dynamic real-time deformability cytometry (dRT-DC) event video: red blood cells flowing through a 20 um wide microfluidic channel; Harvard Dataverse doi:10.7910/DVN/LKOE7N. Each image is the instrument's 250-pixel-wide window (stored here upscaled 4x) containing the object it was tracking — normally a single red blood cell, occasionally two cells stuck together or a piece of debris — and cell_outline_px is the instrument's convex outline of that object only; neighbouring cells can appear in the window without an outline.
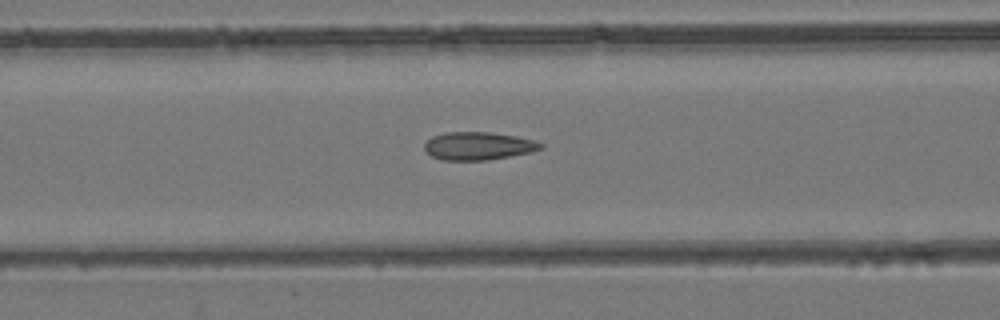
{"species": "common noctule bat (a hibernating species)", "species_latin": "Nyctalus noctula", "temperature_condition": "room temperature", "stored_images_in_passage": 40, "camera_frame_rate_fps": 3000, "um_per_image_px": 0.085, "animal": {"sex": "female", "body_mass_g": 24.6, "forearm_length_mm": 56.2}, "frame": {"image": 1, "passage_image": 23, "time_ms": 7.333, "image_size_px": [1000, 320], "cell_outline_px": [[544, 144], [540, 148], [532, 152], [488, 160], [440, 160], [432, 156], [424, 148], [424, 144], [432, 136], [444, 132], [488, 132], [516, 136], [536, 140]], "centroid_in_image_um": [40.65, 12.4], "position_along_channel_um": 125.9, "area_um2": 18.96}}
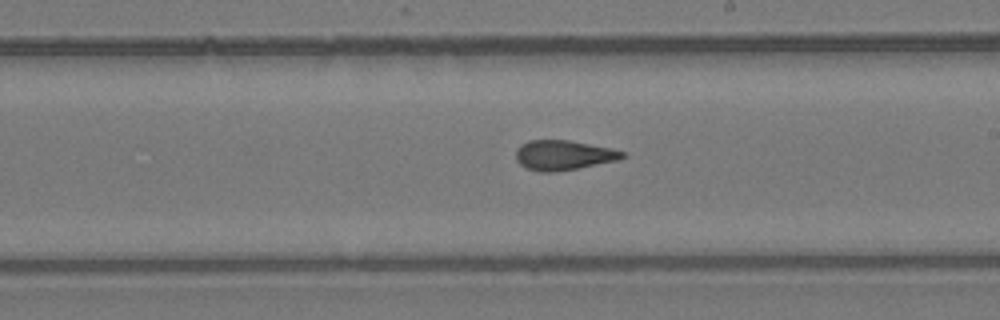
{"frame": {"image": 2, "passage_image": 32, "time_ms": 10.333, "image_size_px": [1000, 320], "cell_outline_px": [[628, 156], [620, 160], [556, 172], [540, 172], [528, 168], [520, 164], [516, 160], [516, 148], [528, 140], [568, 140], [612, 148], [628, 152]], "centroid_in_image_um": [47.95, 13.19], "position_along_channel_um": 241.0, "area_um2": 18.73}}
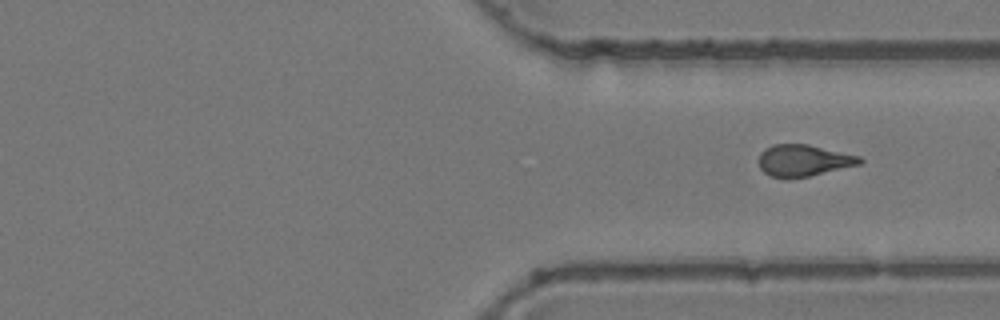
{"frame": {"image": 3, "passage_image": 40, "time_ms": 13.0, "image_size_px": [1000, 320], "cell_outline_px": [[864, 160], [860, 164], [808, 176], [788, 180], [784, 180], [772, 176], [764, 172], [760, 168], [760, 152], [764, 148], [772, 144], [808, 144], [860, 156]], "centroid_in_image_um": [68.27, 13.65], "position_along_channel_um": 343.1, "area_um2": 18.73}}